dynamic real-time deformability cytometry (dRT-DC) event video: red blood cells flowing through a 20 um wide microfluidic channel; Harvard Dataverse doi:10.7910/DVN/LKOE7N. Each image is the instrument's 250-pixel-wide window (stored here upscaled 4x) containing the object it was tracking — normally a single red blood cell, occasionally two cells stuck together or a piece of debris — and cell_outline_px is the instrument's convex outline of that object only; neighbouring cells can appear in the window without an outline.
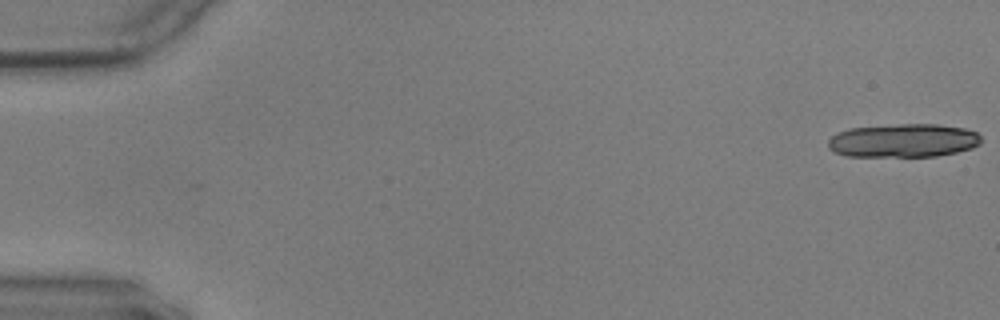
{"species": "common noctule bat (a hibernating species)", "species_latin": "Nyctalus noctula", "temperature_condition": "warm", "stored_images_in_passage": 21, "camera_frame_rate_fps": 3000, "um_per_image_px": 0.085, "animal": {"sex": "male", "body_mass_g": 17.9, "forearm_length_mm": 54.2}, "frame": {"image": 1, "passage_image": 1, "time_ms": 0.0, "image_size_px": [1000, 320], "cell_outline_px": [[980, 144], [972, 148], [956, 152], [936, 156], [844, 156], [828, 148], [828, 140], [836, 132], [848, 128], [900, 124], [936, 124], [964, 128], [976, 132], [980, 136]], "centroid_in_image_um": [76.76, 11.94], "position_along_channel_um": 8.2, "area_um2": 29.94}}